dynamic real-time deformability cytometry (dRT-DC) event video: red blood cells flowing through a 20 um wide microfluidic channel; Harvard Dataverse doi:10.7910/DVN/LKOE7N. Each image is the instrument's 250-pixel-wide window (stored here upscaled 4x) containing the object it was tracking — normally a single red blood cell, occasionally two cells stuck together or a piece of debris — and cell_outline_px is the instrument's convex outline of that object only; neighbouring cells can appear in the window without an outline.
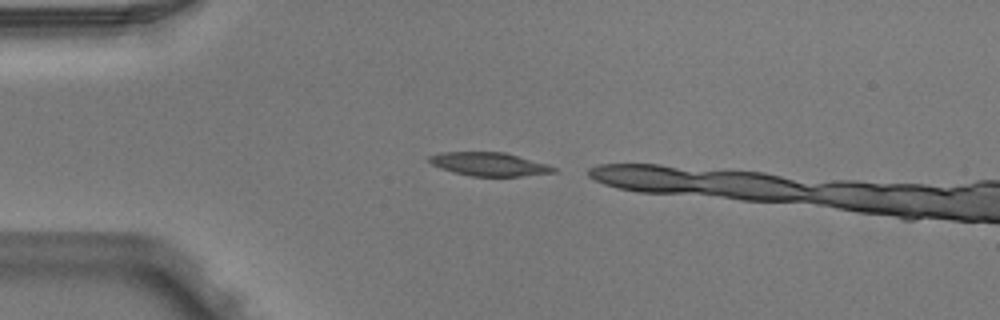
{"species": "Egyptian fruit bat (a non-hibernating species)", "species_latin": "Rousettus aegyptiacus", "temperature_condition": "warm", "stored_images_in_passage": 5, "camera_frame_rate_fps": 3000, "um_per_image_px": 0.085, "animal": {"sex": "male"}, "frame": {"image": 1, "passage_image": 1, "time_ms": 0.0, "image_size_px": [1000, 320], "cell_outline_px": [[556, 172], [520, 176], [472, 176], [440, 168], [432, 164], [428, 160], [428, 156], [440, 152], [504, 152], [548, 164], [556, 168]], "centroid_in_image_um": [41.58, 13.94], "position_along_channel_um": 43.4, "area_um2": 16.88}}